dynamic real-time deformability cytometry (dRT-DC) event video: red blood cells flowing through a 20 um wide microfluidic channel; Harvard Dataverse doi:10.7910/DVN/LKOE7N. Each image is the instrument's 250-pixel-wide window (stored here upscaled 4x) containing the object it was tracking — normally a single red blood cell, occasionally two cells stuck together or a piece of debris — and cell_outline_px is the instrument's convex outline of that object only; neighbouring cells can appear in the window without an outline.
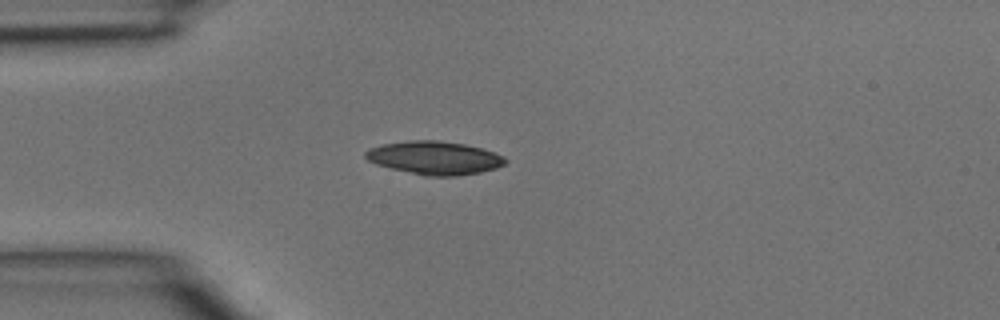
{"species": "common noctule bat (a hibernating species)", "species_latin": "Nyctalus noctula", "temperature_condition": "room temperature", "stored_images_in_passage": 1, "camera_frame_rate_fps": 3000, "um_per_image_px": 0.085, "animal": {"sex": "male", "body_mass_g": 15.6}, "frame": {"image": 1, "passage_image": 1, "time_ms": 0.0, "image_size_px": [1000, 320], "cell_outline_px": [[508, 160], [504, 164], [496, 168], [480, 172], [456, 176], [424, 176], [376, 164], [368, 160], [364, 156], [364, 152], [368, 148], [380, 144], [408, 140], [440, 140], [464, 144], [480, 148], [504, 156]], "centroid_in_image_um": [36.9, 13.41], "position_along_channel_um": 48.1, "area_um2": 27.17}}